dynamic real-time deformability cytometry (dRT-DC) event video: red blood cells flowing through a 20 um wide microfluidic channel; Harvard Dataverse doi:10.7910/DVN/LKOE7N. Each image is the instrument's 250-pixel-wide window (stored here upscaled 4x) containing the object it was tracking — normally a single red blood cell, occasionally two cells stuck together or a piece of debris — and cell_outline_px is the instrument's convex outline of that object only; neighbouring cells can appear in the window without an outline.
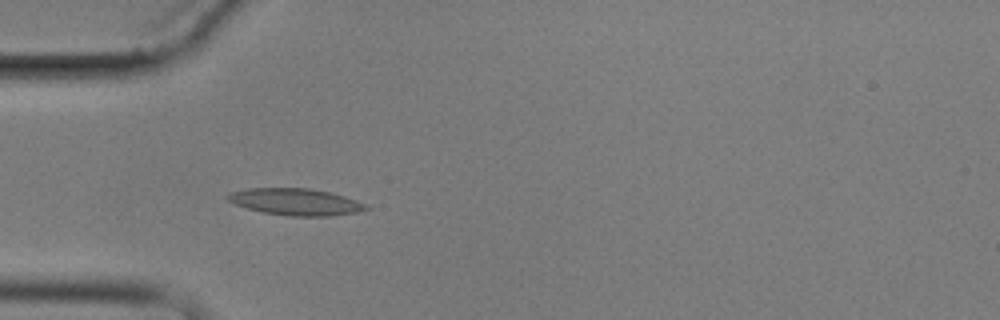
{"species": "common noctule bat (a hibernating species)", "species_latin": "Nyctalus noctula", "temperature_condition": "cold", "stored_images_in_passage": 6, "camera_frame_rate_fps": 3000, "um_per_image_px": 0.085, "animal": {"sex": "male", "body_mass_g": 17.9}, "frame": {"image": 1, "passage_image": 5, "time_ms": 4.667, "image_size_px": [1000, 320], "cell_outline_px": [[368, 208], [356, 212], [332, 216], [288, 216], [264, 212], [248, 208], [236, 204], [228, 200], [224, 196], [232, 192], [248, 188], [308, 188], [328, 192], [344, 196], [356, 200], [364, 204]], "centroid_in_image_um": [25.1, 17.15], "position_along_channel_um": 59.9, "area_um2": 21.27}}
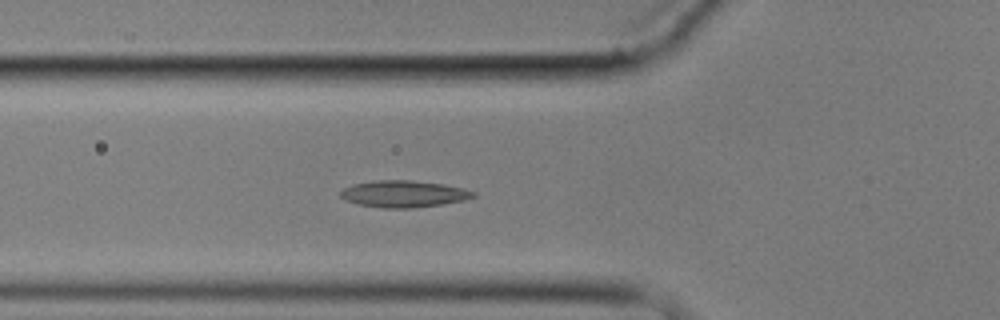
{"frame": {"image": 2, "passage_image": 6, "time_ms": 5.667, "image_size_px": [1000, 320], "cell_outline_px": [[476, 196], [464, 200], [444, 204], [412, 208], [384, 208], [360, 204], [344, 200], [340, 196], [340, 192], [344, 188], [352, 184], [376, 180], [412, 180], [444, 184], [464, 188], [476, 192]], "centroid_in_image_um": [34.34, 16.47], "position_along_channel_um": 91.5, "area_um2": 20.81}}